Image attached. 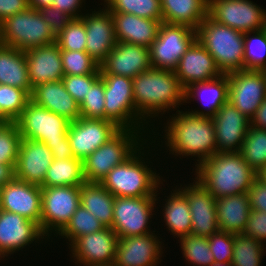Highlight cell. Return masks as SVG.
<instances>
[{"mask_svg":"<svg viewBox=\"0 0 266 266\" xmlns=\"http://www.w3.org/2000/svg\"><path fill=\"white\" fill-rule=\"evenodd\" d=\"M30 100L70 122L81 117L79 103L66 90L62 80L38 84L32 88Z\"/></svg>","mask_w":266,"mask_h":266,"instance_id":"28","label":"cell"},{"mask_svg":"<svg viewBox=\"0 0 266 266\" xmlns=\"http://www.w3.org/2000/svg\"><path fill=\"white\" fill-rule=\"evenodd\" d=\"M250 211L247 193L217 198L216 214L219 231L232 234L243 233Z\"/></svg>","mask_w":266,"mask_h":266,"instance_id":"30","label":"cell"},{"mask_svg":"<svg viewBox=\"0 0 266 266\" xmlns=\"http://www.w3.org/2000/svg\"><path fill=\"white\" fill-rule=\"evenodd\" d=\"M56 42L39 10L29 7L0 23V44L21 51Z\"/></svg>","mask_w":266,"mask_h":266,"instance_id":"8","label":"cell"},{"mask_svg":"<svg viewBox=\"0 0 266 266\" xmlns=\"http://www.w3.org/2000/svg\"><path fill=\"white\" fill-rule=\"evenodd\" d=\"M243 233L266 245V213L251 210Z\"/></svg>","mask_w":266,"mask_h":266,"instance_id":"50","label":"cell"},{"mask_svg":"<svg viewBox=\"0 0 266 266\" xmlns=\"http://www.w3.org/2000/svg\"><path fill=\"white\" fill-rule=\"evenodd\" d=\"M250 125L266 130V98L257 109L255 115L250 119Z\"/></svg>","mask_w":266,"mask_h":266,"instance_id":"55","label":"cell"},{"mask_svg":"<svg viewBox=\"0 0 266 266\" xmlns=\"http://www.w3.org/2000/svg\"><path fill=\"white\" fill-rule=\"evenodd\" d=\"M40 14L57 37L72 21V17L54 6H45L39 9Z\"/></svg>","mask_w":266,"mask_h":266,"instance_id":"49","label":"cell"},{"mask_svg":"<svg viewBox=\"0 0 266 266\" xmlns=\"http://www.w3.org/2000/svg\"><path fill=\"white\" fill-rule=\"evenodd\" d=\"M41 193V232L52 242L81 205L80 186L43 187Z\"/></svg>","mask_w":266,"mask_h":266,"instance_id":"10","label":"cell"},{"mask_svg":"<svg viewBox=\"0 0 266 266\" xmlns=\"http://www.w3.org/2000/svg\"><path fill=\"white\" fill-rule=\"evenodd\" d=\"M105 226L89 210L80 205L72 215L66 226L56 235L65 238L70 246L77 238L101 231ZM67 239V240H66Z\"/></svg>","mask_w":266,"mask_h":266,"instance_id":"37","label":"cell"},{"mask_svg":"<svg viewBox=\"0 0 266 266\" xmlns=\"http://www.w3.org/2000/svg\"><path fill=\"white\" fill-rule=\"evenodd\" d=\"M252 35V36H251ZM266 69V31L244 33V70Z\"/></svg>","mask_w":266,"mask_h":266,"instance_id":"40","label":"cell"},{"mask_svg":"<svg viewBox=\"0 0 266 266\" xmlns=\"http://www.w3.org/2000/svg\"><path fill=\"white\" fill-rule=\"evenodd\" d=\"M162 22L197 29L208 16V0H160Z\"/></svg>","mask_w":266,"mask_h":266,"instance_id":"31","label":"cell"},{"mask_svg":"<svg viewBox=\"0 0 266 266\" xmlns=\"http://www.w3.org/2000/svg\"><path fill=\"white\" fill-rule=\"evenodd\" d=\"M208 16L245 33L264 28L266 10L250 0H208Z\"/></svg>","mask_w":266,"mask_h":266,"instance_id":"13","label":"cell"},{"mask_svg":"<svg viewBox=\"0 0 266 266\" xmlns=\"http://www.w3.org/2000/svg\"><path fill=\"white\" fill-rule=\"evenodd\" d=\"M210 251L214 262H232L233 258V234L218 231L208 237Z\"/></svg>","mask_w":266,"mask_h":266,"instance_id":"47","label":"cell"},{"mask_svg":"<svg viewBox=\"0 0 266 266\" xmlns=\"http://www.w3.org/2000/svg\"><path fill=\"white\" fill-rule=\"evenodd\" d=\"M85 182L83 160L78 158L54 159L40 186H81Z\"/></svg>","mask_w":266,"mask_h":266,"instance_id":"35","label":"cell"},{"mask_svg":"<svg viewBox=\"0 0 266 266\" xmlns=\"http://www.w3.org/2000/svg\"><path fill=\"white\" fill-rule=\"evenodd\" d=\"M132 81L136 111L152 128L157 118L158 122L184 104V89L172 70L151 67Z\"/></svg>","mask_w":266,"mask_h":266,"instance_id":"2","label":"cell"},{"mask_svg":"<svg viewBox=\"0 0 266 266\" xmlns=\"http://www.w3.org/2000/svg\"><path fill=\"white\" fill-rule=\"evenodd\" d=\"M194 169L195 177L215 199L247 193L256 178L239 152H217Z\"/></svg>","mask_w":266,"mask_h":266,"instance_id":"4","label":"cell"},{"mask_svg":"<svg viewBox=\"0 0 266 266\" xmlns=\"http://www.w3.org/2000/svg\"><path fill=\"white\" fill-rule=\"evenodd\" d=\"M120 129L114 122L105 119L80 117L78 120L70 122L67 137L74 158L84 160Z\"/></svg>","mask_w":266,"mask_h":266,"instance_id":"16","label":"cell"},{"mask_svg":"<svg viewBox=\"0 0 266 266\" xmlns=\"http://www.w3.org/2000/svg\"><path fill=\"white\" fill-rule=\"evenodd\" d=\"M110 12L134 14L138 17L158 20L162 23L160 0H101Z\"/></svg>","mask_w":266,"mask_h":266,"instance_id":"39","label":"cell"},{"mask_svg":"<svg viewBox=\"0 0 266 266\" xmlns=\"http://www.w3.org/2000/svg\"><path fill=\"white\" fill-rule=\"evenodd\" d=\"M21 138L41 141L44 144L61 143L68 135L70 121L31 100L15 121Z\"/></svg>","mask_w":266,"mask_h":266,"instance_id":"12","label":"cell"},{"mask_svg":"<svg viewBox=\"0 0 266 266\" xmlns=\"http://www.w3.org/2000/svg\"><path fill=\"white\" fill-rule=\"evenodd\" d=\"M61 50L85 51L86 28L81 18L72 19L67 27L56 37Z\"/></svg>","mask_w":266,"mask_h":266,"instance_id":"46","label":"cell"},{"mask_svg":"<svg viewBox=\"0 0 266 266\" xmlns=\"http://www.w3.org/2000/svg\"><path fill=\"white\" fill-rule=\"evenodd\" d=\"M92 266H115V264H114V263H112V264H104V265H92Z\"/></svg>","mask_w":266,"mask_h":266,"instance_id":"60","label":"cell"},{"mask_svg":"<svg viewBox=\"0 0 266 266\" xmlns=\"http://www.w3.org/2000/svg\"><path fill=\"white\" fill-rule=\"evenodd\" d=\"M164 182L156 191V196L144 197H115L113 205V224L112 230L117 234L118 238L142 236L151 231L152 218L156 215L157 201H160ZM161 189V190H160ZM160 190V191H159ZM155 210V211H154Z\"/></svg>","mask_w":266,"mask_h":266,"instance_id":"9","label":"cell"},{"mask_svg":"<svg viewBox=\"0 0 266 266\" xmlns=\"http://www.w3.org/2000/svg\"><path fill=\"white\" fill-rule=\"evenodd\" d=\"M194 182L181 184L176 188L187 198L191 213V234L209 237L219 231L216 214V199L194 177Z\"/></svg>","mask_w":266,"mask_h":266,"instance_id":"17","label":"cell"},{"mask_svg":"<svg viewBox=\"0 0 266 266\" xmlns=\"http://www.w3.org/2000/svg\"><path fill=\"white\" fill-rule=\"evenodd\" d=\"M239 153L258 173L266 165V130L250 125Z\"/></svg>","mask_w":266,"mask_h":266,"instance_id":"38","label":"cell"},{"mask_svg":"<svg viewBox=\"0 0 266 266\" xmlns=\"http://www.w3.org/2000/svg\"><path fill=\"white\" fill-rule=\"evenodd\" d=\"M185 262L193 266H210L214 257L210 251L208 237L189 234L178 240Z\"/></svg>","mask_w":266,"mask_h":266,"instance_id":"42","label":"cell"},{"mask_svg":"<svg viewBox=\"0 0 266 266\" xmlns=\"http://www.w3.org/2000/svg\"><path fill=\"white\" fill-rule=\"evenodd\" d=\"M196 39V29L162 22L156 39L149 47L151 67L174 71L183 54Z\"/></svg>","mask_w":266,"mask_h":266,"instance_id":"11","label":"cell"},{"mask_svg":"<svg viewBox=\"0 0 266 266\" xmlns=\"http://www.w3.org/2000/svg\"><path fill=\"white\" fill-rule=\"evenodd\" d=\"M32 88L38 84L58 82L64 77L61 49L57 42L25 51Z\"/></svg>","mask_w":266,"mask_h":266,"instance_id":"26","label":"cell"},{"mask_svg":"<svg viewBox=\"0 0 266 266\" xmlns=\"http://www.w3.org/2000/svg\"><path fill=\"white\" fill-rule=\"evenodd\" d=\"M210 266H233L231 262H213Z\"/></svg>","mask_w":266,"mask_h":266,"instance_id":"59","label":"cell"},{"mask_svg":"<svg viewBox=\"0 0 266 266\" xmlns=\"http://www.w3.org/2000/svg\"><path fill=\"white\" fill-rule=\"evenodd\" d=\"M29 100L24 89L0 84V121H16Z\"/></svg>","mask_w":266,"mask_h":266,"instance_id":"41","label":"cell"},{"mask_svg":"<svg viewBox=\"0 0 266 266\" xmlns=\"http://www.w3.org/2000/svg\"><path fill=\"white\" fill-rule=\"evenodd\" d=\"M41 187L14 178L0 188V209L35 222L41 230Z\"/></svg>","mask_w":266,"mask_h":266,"instance_id":"21","label":"cell"},{"mask_svg":"<svg viewBox=\"0 0 266 266\" xmlns=\"http://www.w3.org/2000/svg\"><path fill=\"white\" fill-rule=\"evenodd\" d=\"M28 8V0H0V23Z\"/></svg>","mask_w":266,"mask_h":266,"instance_id":"53","label":"cell"},{"mask_svg":"<svg viewBox=\"0 0 266 266\" xmlns=\"http://www.w3.org/2000/svg\"><path fill=\"white\" fill-rule=\"evenodd\" d=\"M228 101L251 119L266 98V80L262 71L241 70L228 74Z\"/></svg>","mask_w":266,"mask_h":266,"instance_id":"15","label":"cell"},{"mask_svg":"<svg viewBox=\"0 0 266 266\" xmlns=\"http://www.w3.org/2000/svg\"><path fill=\"white\" fill-rule=\"evenodd\" d=\"M183 89L197 82H204L220 76L213 56L196 39L181 57L174 70Z\"/></svg>","mask_w":266,"mask_h":266,"instance_id":"25","label":"cell"},{"mask_svg":"<svg viewBox=\"0 0 266 266\" xmlns=\"http://www.w3.org/2000/svg\"><path fill=\"white\" fill-rule=\"evenodd\" d=\"M256 177L266 185V165L256 173Z\"/></svg>","mask_w":266,"mask_h":266,"instance_id":"58","label":"cell"},{"mask_svg":"<svg viewBox=\"0 0 266 266\" xmlns=\"http://www.w3.org/2000/svg\"><path fill=\"white\" fill-rule=\"evenodd\" d=\"M100 76L105 89V120L114 122L121 129L141 131L150 138L153 128L136 111L132 79L114 74Z\"/></svg>","mask_w":266,"mask_h":266,"instance_id":"6","label":"cell"},{"mask_svg":"<svg viewBox=\"0 0 266 266\" xmlns=\"http://www.w3.org/2000/svg\"><path fill=\"white\" fill-rule=\"evenodd\" d=\"M105 89L100 76L89 88L87 95L79 104L80 115L86 119H105L104 111Z\"/></svg>","mask_w":266,"mask_h":266,"instance_id":"45","label":"cell"},{"mask_svg":"<svg viewBox=\"0 0 266 266\" xmlns=\"http://www.w3.org/2000/svg\"><path fill=\"white\" fill-rule=\"evenodd\" d=\"M115 196L99 182H84L80 186V204L105 227L112 228Z\"/></svg>","mask_w":266,"mask_h":266,"instance_id":"34","label":"cell"},{"mask_svg":"<svg viewBox=\"0 0 266 266\" xmlns=\"http://www.w3.org/2000/svg\"><path fill=\"white\" fill-rule=\"evenodd\" d=\"M217 152H240L250 119L227 101L212 117Z\"/></svg>","mask_w":266,"mask_h":266,"instance_id":"22","label":"cell"},{"mask_svg":"<svg viewBox=\"0 0 266 266\" xmlns=\"http://www.w3.org/2000/svg\"><path fill=\"white\" fill-rule=\"evenodd\" d=\"M46 146L52 151L54 159H68L74 157L68 137L62 140L61 143L46 144Z\"/></svg>","mask_w":266,"mask_h":266,"instance_id":"54","label":"cell"},{"mask_svg":"<svg viewBox=\"0 0 266 266\" xmlns=\"http://www.w3.org/2000/svg\"><path fill=\"white\" fill-rule=\"evenodd\" d=\"M166 119L167 123H163L162 127V133L164 131L163 135L158 132L160 130L156 126L151 133V136H153L150 137L152 140L154 139L153 143L156 146H161L159 148V150L161 149L160 151H162V147H166L163 148L166 150L164 152H169L171 156L174 155L173 158L176 157L175 159L177 157L181 159L184 156L185 158L190 156L191 158L194 157L195 159L193 161H197L194 164L195 168L217 153L212 117L199 116L180 109L175 114L173 112ZM161 136L164 140L160 139ZM156 140L158 141L156 142ZM159 140L162 142L161 145Z\"/></svg>","mask_w":266,"mask_h":266,"instance_id":"1","label":"cell"},{"mask_svg":"<svg viewBox=\"0 0 266 266\" xmlns=\"http://www.w3.org/2000/svg\"><path fill=\"white\" fill-rule=\"evenodd\" d=\"M21 141L15 121H0V164L16 167Z\"/></svg>","mask_w":266,"mask_h":266,"instance_id":"43","label":"cell"},{"mask_svg":"<svg viewBox=\"0 0 266 266\" xmlns=\"http://www.w3.org/2000/svg\"><path fill=\"white\" fill-rule=\"evenodd\" d=\"M263 29L266 31V17H265L264 28Z\"/></svg>","mask_w":266,"mask_h":266,"instance_id":"62","label":"cell"},{"mask_svg":"<svg viewBox=\"0 0 266 266\" xmlns=\"http://www.w3.org/2000/svg\"><path fill=\"white\" fill-rule=\"evenodd\" d=\"M175 189L169 192L165 198L163 209H161V219L165 223L166 229L172 237L178 240L191 234L192 222L189 203L187 198L174 186Z\"/></svg>","mask_w":266,"mask_h":266,"instance_id":"32","label":"cell"},{"mask_svg":"<svg viewBox=\"0 0 266 266\" xmlns=\"http://www.w3.org/2000/svg\"><path fill=\"white\" fill-rule=\"evenodd\" d=\"M262 73L264 74L265 80H266V69L262 70Z\"/></svg>","mask_w":266,"mask_h":266,"instance_id":"61","label":"cell"},{"mask_svg":"<svg viewBox=\"0 0 266 266\" xmlns=\"http://www.w3.org/2000/svg\"><path fill=\"white\" fill-rule=\"evenodd\" d=\"M54 156L49 147L41 141L22 138L15 178L26 183L41 186Z\"/></svg>","mask_w":266,"mask_h":266,"instance_id":"24","label":"cell"},{"mask_svg":"<svg viewBox=\"0 0 266 266\" xmlns=\"http://www.w3.org/2000/svg\"><path fill=\"white\" fill-rule=\"evenodd\" d=\"M117 234L112 228L77 238L68 248L75 264L83 266L112 264L117 251Z\"/></svg>","mask_w":266,"mask_h":266,"instance_id":"18","label":"cell"},{"mask_svg":"<svg viewBox=\"0 0 266 266\" xmlns=\"http://www.w3.org/2000/svg\"><path fill=\"white\" fill-rule=\"evenodd\" d=\"M197 39L213 56L222 74L244 70V33L207 16L196 29Z\"/></svg>","mask_w":266,"mask_h":266,"instance_id":"5","label":"cell"},{"mask_svg":"<svg viewBox=\"0 0 266 266\" xmlns=\"http://www.w3.org/2000/svg\"><path fill=\"white\" fill-rule=\"evenodd\" d=\"M64 75L100 74L99 64L86 51L61 50Z\"/></svg>","mask_w":266,"mask_h":266,"instance_id":"44","label":"cell"},{"mask_svg":"<svg viewBox=\"0 0 266 266\" xmlns=\"http://www.w3.org/2000/svg\"><path fill=\"white\" fill-rule=\"evenodd\" d=\"M15 178V166L0 164V188Z\"/></svg>","mask_w":266,"mask_h":266,"instance_id":"56","label":"cell"},{"mask_svg":"<svg viewBox=\"0 0 266 266\" xmlns=\"http://www.w3.org/2000/svg\"><path fill=\"white\" fill-rule=\"evenodd\" d=\"M99 77L100 74L64 75L62 81L69 94L80 104Z\"/></svg>","mask_w":266,"mask_h":266,"instance_id":"48","label":"cell"},{"mask_svg":"<svg viewBox=\"0 0 266 266\" xmlns=\"http://www.w3.org/2000/svg\"><path fill=\"white\" fill-rule=\"evenodd\" d=\"M0 84L24 89L31 95L25 51L0 44Z\"/></svg>","mask_w":266,"mask_h":266,"instance_id":"33","label":"cell"},{"mask_svg":"<svg viewBox=\"0 0 266 266\" xmlns=\"http://www.w3.org/2000/svg\"><path fill=\"white\" fill-rule=\"evenodd\" d=\"M99 66L100 74L122 75L133 79L151 68L149 48L117 42Z\"/></svg>","mask_w":266,"mask_h":266,"instance_id":"23","label":"cell"},{"mask_svg":"<svg viewBox=\"0 0 266 266\" xmlns=\"http://www.w3.org/2000/svg\"><path fill=\"white\" fill-rule=\"evenodd\" d=\"M54 0H28L29 7L39 10L45 6H51Z\"/></svg>","mask_w":266,"mask_h":266,"instance_id":"57","label":"cell"},{"mask_svg":"<svg viewBox=\"0 0 266 266\" xmlns=\"http://www.w3.org/2000/svg\"><path fill=\"white\" fill-rule=\"evenodd\" d=\"M148 138L138 130L120 129L83 160L85 182H99L115 166L127 160Z\"/></svg>","mask_w":266,"mask_h":266,"instance_id":"7","label":"cell"},{"mask_svg":"<svg viewBox=\"0 0 266 266\" xmlns=\"http://www.w3.org/2000/svg\"><path fill=\"white\" fill-rule=\"evenodd\" d=\"M228 93V74H221L214 79L193 83L186 87L184 89V104L190 103L194 99L198 101L197 103L200 101V104L202 102V106H205L203 109H188L187 111L199 116L213 117L228 101Z\"/></svg>","mask_w":266,"mask_h":266,"instance_id":"27","label":"cell"},{"mask_svg":"<svg viewBox=\"0 0 266 266\" xmlns=\"http://www.w3.org/2000/svg\"><path fill=\"white\" fill-rule=\"evenodd\" d=\"M247 194L251 210L264 211L266 213V185L256 177Z\"/></svg>","mask_w":266,"mask_h":266,"instance_id":"51","label":"cell"},{"mask_svg":"<svg viewBox=\"0 0 266 266\" xmlns=\"http://www.w3.org/2000/svg\"><path fill=\"white\" fill-rule=\"evenodd\" d=\"M85 2L86 0H54L52 6L59 8L64 13L70 15L73 19H77L84 14V11L81 10H85Z\"/></svg>","mask_w":266,"mask_h":266,"instance_id":"52","label":"cell"},{"mask_svg":"<svg viewBox=\"0 0 266 266\" xmlns=\"http://www.w3.org/2000/svg\"><path fill=\"white\" fill-rule=\"evenodd\" d=\"M266 245L244 233L233 234V266H260ZM265 251V252H264Z\"/></svg>","mask_w":266,"mask_h":266,"instance_id":"36","label":"cell"},{"mask_svg":"<svg viewBox=\"0 0 266 266\" xmlns=\"http://www.w3.org/2000/svg\"><path fill=\"white\" fill-rule=\"evenodd\" d=\"M117 42L150 47L157 37L161 22L134 14L111 12Z\"/></svg>","mask_w":266,"mask_h":266,"instance_id":"29","label":"cell"},{"mask_svg":"<svg viewBox=\"0 0 266 266\" xmlns=\"http://www.w3.org/2000/svg\"><path fill=\"white\" fill-rule=\"evenodd\" d=\"M45 239V240H44ZM41 240V241H40ZM48 242L40 230V227L33 221L22 217L19 214L7 212L0 209V260L9 259L8 256L23 251L32 245ZM7 257V258H6Z\"/></svg>","mask_w":266,"mask_h":266,"instance_id":"14","label":"cell"},{"mask_svg":"<svg viewBox=\"0 0 266 266\" xmlns=\"http://www.w3.org/2000/svg\"><path fill=\"white\" fill-rule=\"evenodd\" d=\"M80 18L86 28L85 51L100 65L117 44L112 13L102 5ZM94 10V11H93ZM92 12V13H91Z\"/></svg>","mask_w":266,"mask_h":266,"instance_id":"19","label":"cell"},{"mask_svg":"<svg viewBox=\"0 0 266 266\" xmlns=\"http://www.w3.org/2000/svg\"><path fill=\"white\" fill-rule=\"evenodd\" d=\"M149 145L152 148L155 146L151 138L147 139L127 160L112 168L101 181L112 195L115 197L156 196L160 184L167 182L162 175H159L155 166L154 168L151 166L154 164L151 157L156 156L158 147L152 149ZM152 150L155 151L154 154Z\"/></svg>","mask_w":266,"mask_h":266,"instance_id":"3","label":"cell"},{"mask_svg":"<svg viewBox=\"0 0 266 266\" xmlns=\"http://www.w3.org/2000/svg\"><path fill=\"white\" fill-rule=\"evenodd\" d=\"M162 239L159 233L155 232L119 238L115 266H158L164 256L162 254L165 246Z\"/></svg>","mask_w":266,"mask_h":266,"instance_id":"20","label":"cell"}]
</instances>
